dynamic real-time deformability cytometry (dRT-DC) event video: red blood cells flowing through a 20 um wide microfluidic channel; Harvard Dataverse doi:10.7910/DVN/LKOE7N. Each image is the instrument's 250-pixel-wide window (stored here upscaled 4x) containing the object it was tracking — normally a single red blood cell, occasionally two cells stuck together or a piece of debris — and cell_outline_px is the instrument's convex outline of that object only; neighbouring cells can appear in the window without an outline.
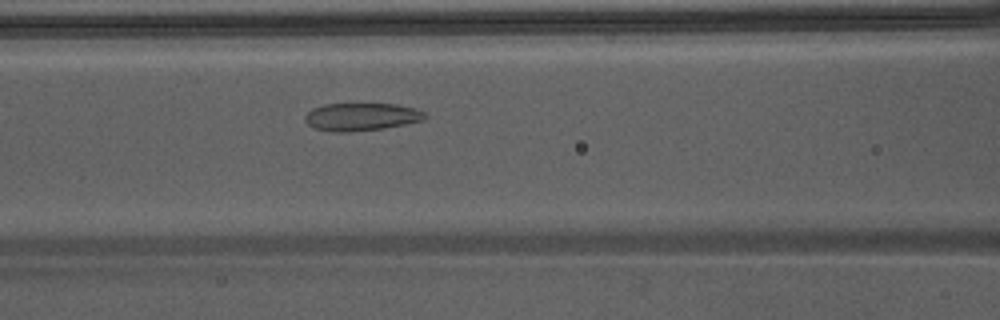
{"species": "Egyptian fruit bat (a non-hibernating species)", "species_latin": "Rousettus aegyptiacus", "temperature_condition": "warm", "stored_images_in_passage": 32, "camera_frame_rate_fps": 3000, "um_per_image_px": 0.085, "animal": {"sex": "male"}, "frame": {"image": 1, "passage_image": 6, "time_ms": 1.667, "image_size_px": [1000, 320], "cell_outline_px": [[428, 116], [420, 120], [404, 124], [384, 128], [348, 132], [332, 132], [316, 128], [308, 124], [304, 120], [304, 116], [312, 108], [324, 104], [396, 104], [416, 108], [424, 112]], "centroid_in_image_um": [30.69, 9.92], "position_along_channel_um": 135.9, "area_um2": 19.31}}
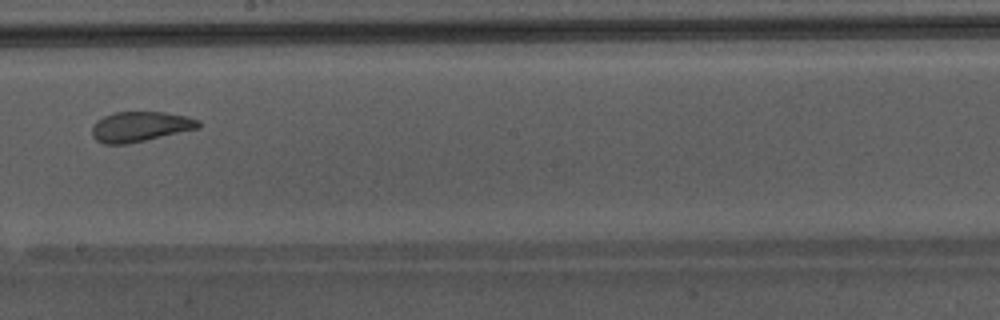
{"frame": {"image": 2, "passage_image": 13, "time_ms": 4.0, "image_size_px": [1000, 320], "cell_outline_px": [[200, 128], [144, 140], [124, 144], [104, 144], [96, 140], [92, 136], [92, 124], [96, 120], [112, 112], [164, 112], [184, 116], [200, 120]], "centroid_in_image_um": [11.88, 10.75], "position_along_channel_um": 236.3, "area_um2": 18.61}}
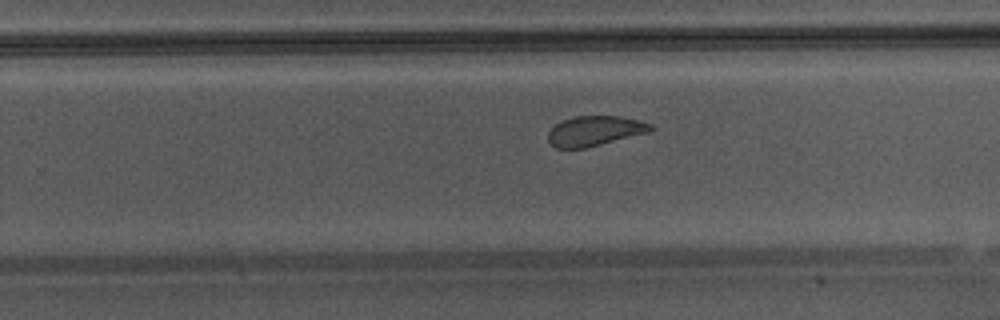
{"frame": {"image": 3, "passage_image": 16, "time_ms": 5.0, "image_size_px": [1000, 320], "cell_outline_px": [[656, 128], [652, 132], [584, 148], [556, 148], [548, 140], [548, 132], [560, 120], [576, 116], [620, 116], [640, 120], [652, 124]], "centroid_in_image_um": [50.61, 11.12], "position_along_channel_um": 279.2, "area_um2": 18.09}, "authors_computed_cell_mechanics": {"area_um2": 19.4208, "velocity_mm_per_s": 4.3144, "shape_relaxation_time_tau1_ms": 4.424, "shape_relaxation_time_tau2_ms": 1.397, "deformation_change_tau1": 0.1251, "deformation_change_tau2": 0.0578}}